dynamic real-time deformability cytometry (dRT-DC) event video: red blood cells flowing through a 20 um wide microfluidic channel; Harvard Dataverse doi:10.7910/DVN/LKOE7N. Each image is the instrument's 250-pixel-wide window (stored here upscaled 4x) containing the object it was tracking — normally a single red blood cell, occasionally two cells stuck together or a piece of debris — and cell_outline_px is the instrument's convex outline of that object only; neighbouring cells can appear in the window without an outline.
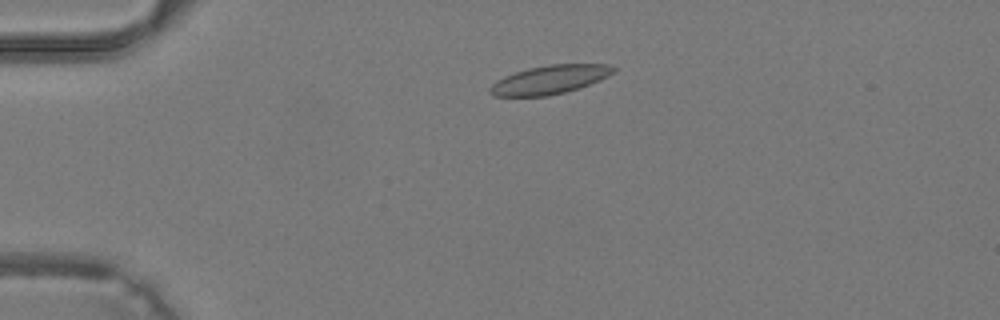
{"species": "common noctule bat (a hibernating species)", "species_latin": "Nyctalus noctula", "temperature_condition": "warm", "stored_images_in_passage": 32, "camera_frame_rate_fps": 3000, "um_per_image_px": 0.085, "animal": {"sex": "male", "body_mass_g": 19.2, "forearm_length_mm": 51.8}, "frame": {"image": 1, "passage_image": 1, "time_ms": 0.0, "image_size_px": [1000, 320], "cell_outline_px": [[616, 72], [600, 80], [580, 88], [548, 96], [492, 96], [488, 92], [488, 88], [496, 80], [504, 76], [528, 68], [548, 64], [608, 64], [616, 68]], "centroid_in_image_um": [46.72, 6.77], "position_along_channel_um": 38.3, "area_um2": 20.81}}
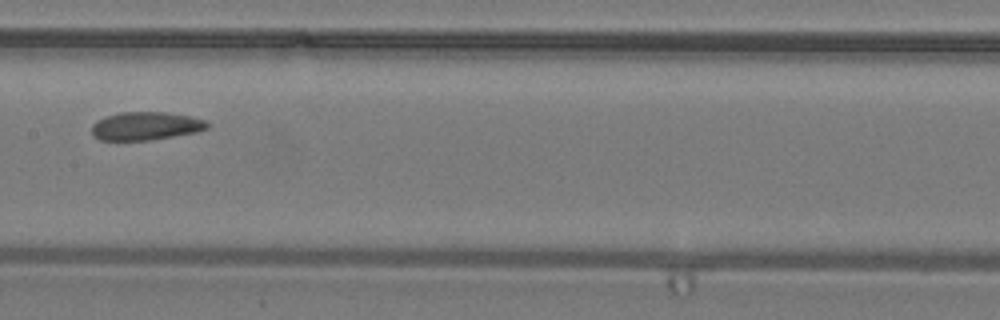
{"frame": {"image": 2, "passage_image": 13, "time_ms": 4.0, "image_size_px": [1000, 320], "cell_outline_px": [[208, 128], [196, 132], [148, 140], [100, 140], [92, 136], [92, 124], [96, 120], [120, 112], [164, 112], [188, 116], [208, 120]], "centroid_in_image_um": [12.37, 10.71], "position_along_channel_um": 195.0, "area_um2": 18.9}}
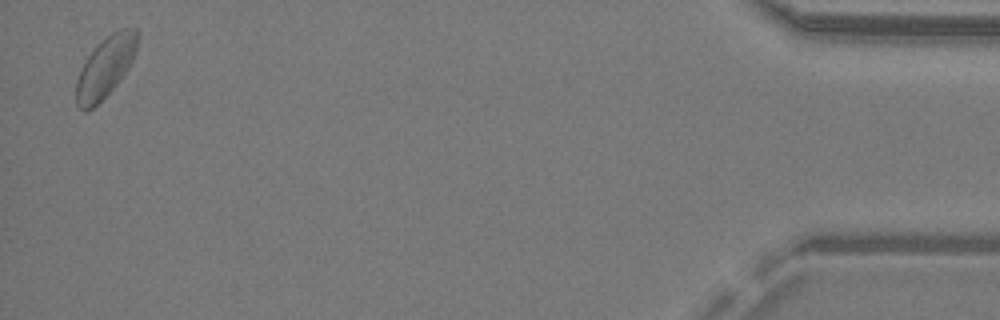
{"frame": {"image": 3, "passage_image": 32, "time_ms": 10.333, "image_size_px": [1000, 320], "cell_outline_px": [[140, 32], [136, 52], [128, 68], [120, 80], [92, 108], [84, 112], [76, 104], [76, 80], [88, 56], [96, 44], [112, 32], [120, 28], [136, 28]], "centroid_in_image_um": [8.99, 5.65], "position_along_channel_um": 426.2, "area_um2": 21.56}}